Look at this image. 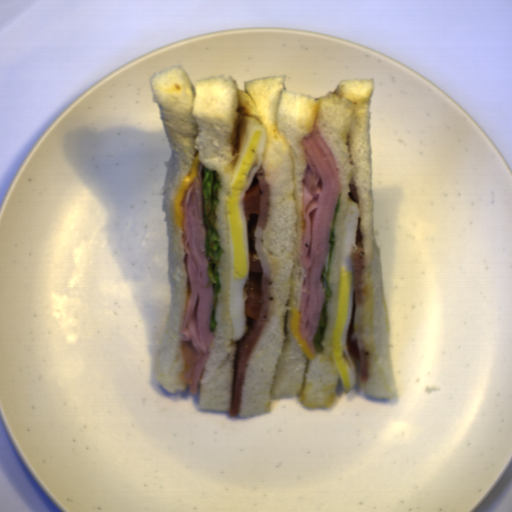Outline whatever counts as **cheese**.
<instances>
[{"instance_id":"obj_1","label":"cheese","mask_w":512,"mask_h":512,"mask_svg":"<svg viewBox=\"0 0 512 512\" xmlns=\"http://www.w3.org/2000/svg\"><path fill=\"white\" fill-rule=\"evenodd\" d=\"M254 176L257 178L260 184L259 216L254 234V242L255 250L260 260L263 272L262 307L256 322L244 311L247 332L244 339L239 341V358L234 378L233 401L230 409V417L238 416L239 414L248 359L267 325L270 311L271 270L266 259L265 237L271 201V192L270 185L266 179L264 164L261 165Z\"/></svg>"},{"instance_id":"obj_2","label":"cheese","mask_w":512,"mask_h":512,"mask_svg":"<svg viewBox=\"0 0 512 512\" xmlns=\"http://www.w3.org/2000/svg\"><path fill=\"white\" fill-rule=\"evenodd\" d=\"M198 169H199V154L197 152L193 159L190 174L188 175V177L184 180V182L181 185V189H180L179 196H178L176 206H175L177 221H178V224H179L181 230H182L183 219H184L182 205H181V199H182V196L184 195V193L187 191V189L196 180L197 175H198Z\"/></svg>"},{"instance_id":"obj_3","label":"cheese","mask_w":512,"mask_h":512,"mask_svg":"<svg viewBox=\"0 0 512 512\" xmlns=\"http://www.w3.org/2000/svg\"><path fill=\"white\" fill-rule=\"evenodd\" d=\"M300 319H301V312L300 310L292 311V332L295 341L299 345L300 349L304 353L307 361L316 359L315 351L308 347L305 340L303 339L301 335L300 330Z\"/></svg>"}]
</instances>
